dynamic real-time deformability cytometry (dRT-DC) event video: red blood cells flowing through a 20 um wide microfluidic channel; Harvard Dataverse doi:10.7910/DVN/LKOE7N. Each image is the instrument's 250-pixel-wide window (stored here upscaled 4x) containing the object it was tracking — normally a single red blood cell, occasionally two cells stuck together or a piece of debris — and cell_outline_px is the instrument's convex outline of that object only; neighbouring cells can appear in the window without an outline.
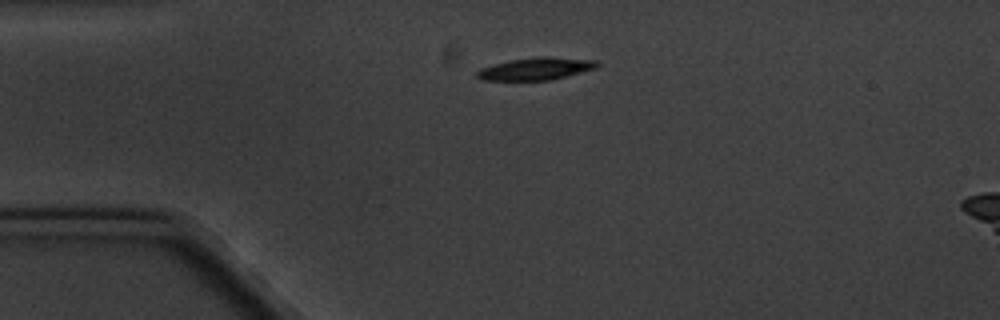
{"species": "common noctule bat (a hibernating species)", "species_latin": "Nyctalus noctula", "temperature_condition": "cold", "stored_images_in_passage": 4, "camera_frame_rate_fps": 3000, "um_per_image_px": 0.085, "animal": {"sex": "male", "body_mass_g": 20.1, "forearm_length_mm": 53.5}, "frame": {"image": 1, "passage_image": 1, "time_ms": 0.0, "image_size_px": [1000, 320], "cell_outline_px": [[600, 64], [596, 68], [548, 80], [480, 80], [476, 76], [476, 72], [480, 68], [508, 60], [540, 56], [552, 56], [596, 60]], "centroid_in_image_um": [45.52, 5.83], "position_along_channel_um": 39.5, "area_um2": 15.66}}